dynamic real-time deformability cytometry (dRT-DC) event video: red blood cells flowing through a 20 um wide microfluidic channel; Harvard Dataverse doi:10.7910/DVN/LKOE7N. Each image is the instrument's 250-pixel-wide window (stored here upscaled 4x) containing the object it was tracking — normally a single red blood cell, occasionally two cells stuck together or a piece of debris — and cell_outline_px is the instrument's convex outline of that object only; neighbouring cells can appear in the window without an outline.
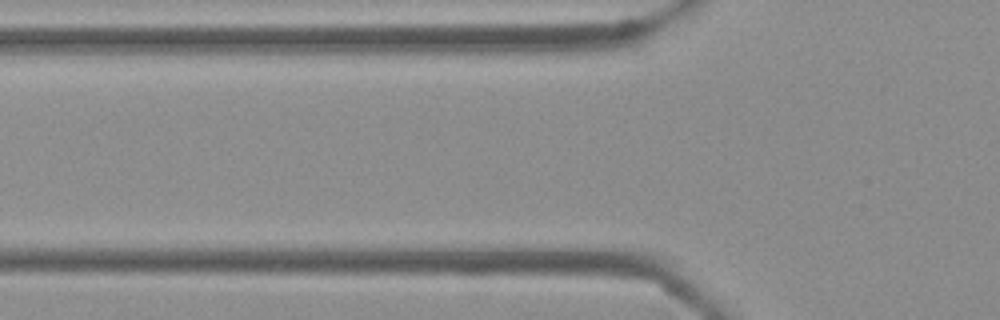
{"species": "Egyptian fruit bat (a non-hibernating species)", "species_latin": "Rousettus aegyptiacus", "temperature_condition": "cold", "stored_images_in_passage": 7, "segment_of_instrument_passage": [2, 2], "camera_frame_rate_fps": 3000, "um_per_image_px": 0.085, "frame": {"image": 1, "passage_image": 7, "time_ms": 2.0, "image_size_px": [1000, 320], "cell_outline_px": [[688, 304], [684, 304], [452, 272], [444, 268], [444, 264], [620, 264], [660, 280]], "centroid_in_image_um": [49.13, 23.65], "position_along_channel_um": 76.7, "area_um2": 33.76}}